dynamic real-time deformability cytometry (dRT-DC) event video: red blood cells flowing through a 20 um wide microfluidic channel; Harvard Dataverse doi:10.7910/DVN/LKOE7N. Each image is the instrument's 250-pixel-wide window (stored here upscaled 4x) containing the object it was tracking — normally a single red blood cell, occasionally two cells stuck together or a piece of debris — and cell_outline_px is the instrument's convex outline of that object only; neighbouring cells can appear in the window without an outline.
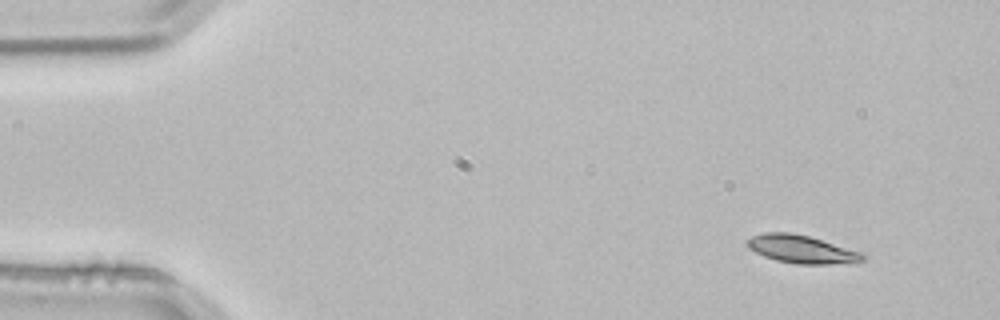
{"species": "common noctule bat (a hibernating species)", "species_latin": "Nyctalus noctula", "temperature_condition": "room temperature", "stored_images_in_passage": 3, "camera_frame_rate_fps": 3000, "um_per_image_px": 0.085, "animal": {"sex": "male", "body_mass_g": 21.5, "forearm_length_mm": 52.0}, "frame": {"image": 1, "passage_image": 1, "time_ms": 0.0, "image_size_px": [1000, 320], "cell_outline_px": [[868, 256], [864, 260], [856, 264], [796, 264], [776, 260], [764, 256], [748, 248], [744, 244], [744, 240], [752, 236], [764, 232], [788, 232], [808, 236], [860, 252]], "centroid_in_image_um": [68.13, 21.2], "position_along_channel_um": 16.9, "area_um2": 19.07}}
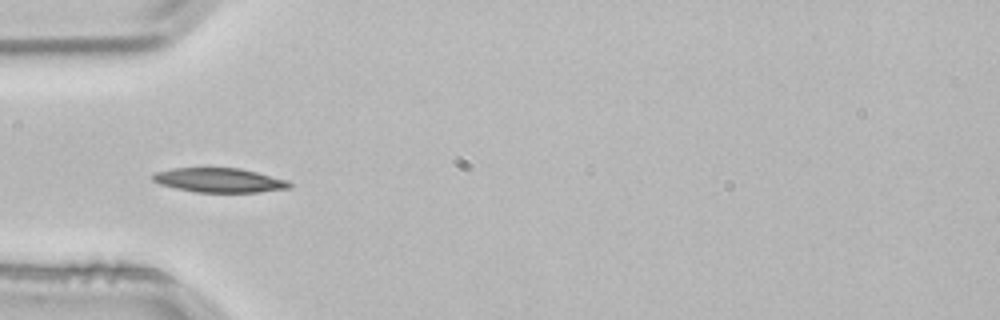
{"frame": {"image": 2, "passage_image": 3, "time_ms": 0.667, "image_size_px": [1000, 320], "cell_outline_px": [[292, 188], [260, 192], [196, 192], [176, 188], [160, 184], [152, 180], [152, 172], [172, 168], [240, 168], [288, 180], [292, 184]], "centroid_in_image_um": [18.64, 15.32], "position_along_channel_um": 66.4, "area_um2": 19.48}}